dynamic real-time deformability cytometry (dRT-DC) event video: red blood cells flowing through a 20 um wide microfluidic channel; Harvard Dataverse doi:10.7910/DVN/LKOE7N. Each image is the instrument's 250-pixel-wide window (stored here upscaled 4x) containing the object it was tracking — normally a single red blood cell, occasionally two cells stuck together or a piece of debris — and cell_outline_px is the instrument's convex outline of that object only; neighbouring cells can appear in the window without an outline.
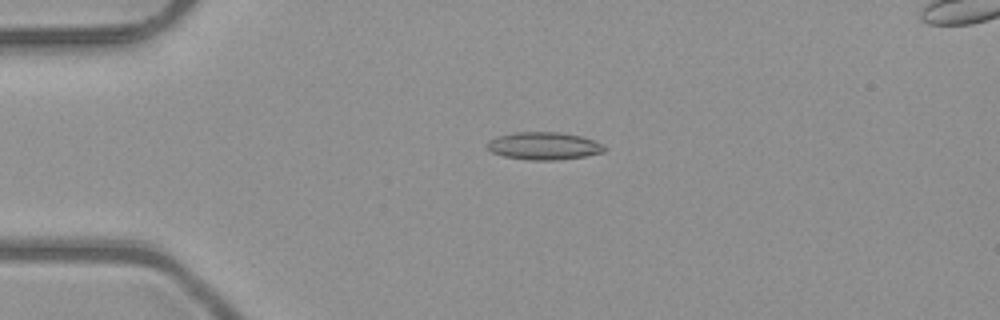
{"species": "common noctule bat (a hibernating species)", "species_latin": "Nyctalus noctula", "temperature_condition": "room temperature", "stored_images_in_passage": 40, "camera_frame_rate_fps": 3000, "um_per_image_px": 0.085, "animal": {"sex": "male", "body_mass_g": 23.1, "forearm_length_mm": 52.7}, "frame": {"image": 1, "passage_image": 1, "time_ms": 0.0, "image_size_px": [1000, 320], "cell_outline_px": [[608, 148], [604, 152], [584, 156], [556, 160], [528, 160], [504, 156], [492, 152], [484, 144], [488, 140], [496, 136], [516, 132], [556, 132], [580, 136], [592, 140]], "centroid_in_image_um": [46.18, 12.4], "position_along_channel_um": 38.8, "area_um2": 18.79}}
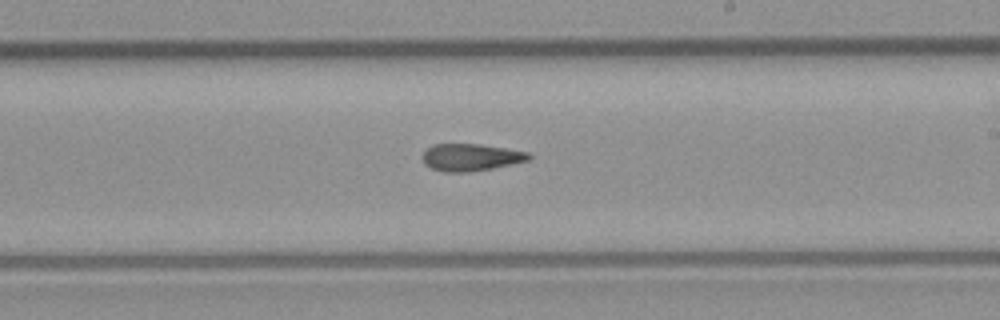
{"frame": {"image": 2, "passage_image": 19, "time_ms": 6.0, "image_size_px": [1000, 320], "cell_outline_px": [[532, 156], [528, 160], [492, 168], [468, 172], [444, 172], [432, 168], [424, 164], [420, 156], [432, 144], [480, 144], [528, 152]], "centroid_in_image_um": [39.96, 13.37], "position_along_channel_um": 249.0, "area_um2": 16.76}}
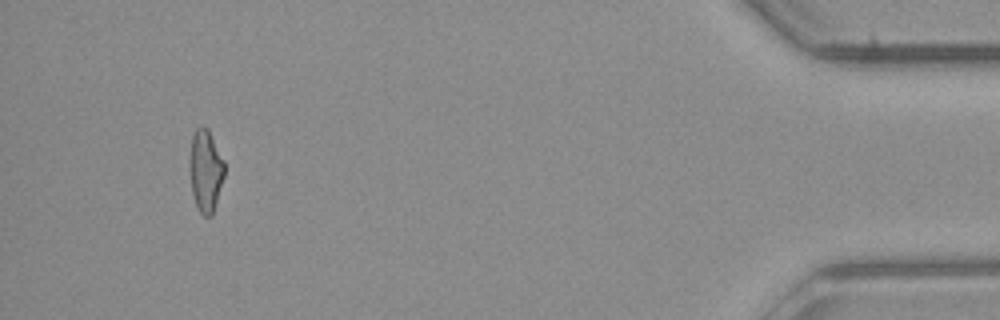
{"frame": {"image": 3, "passage_image": 37, "time_ms": 12.0, "image_size_px": [1000, 320], "cell_outline_px": [[224, 176], [212, 216], [204, 216], [200, 212], [196, 204], [192, 192], [188, 160], [192, 136], [196, 128], [200, 124], [208, 128], [224, 160]], "centroid_in_image_um": [17.46, 14.46], "position_along_channel_um": 417.7, "area_um2": 16.82}, "authors_computed_cell_mechanics": {"area_um2": 17.1377, "velocity_mm_per_s": 4.0557, "shape_relaxation_time_tau1_ms": null, "shape_relaxation_time_tau2_ms": 4.1271, "deformation_change_tau1": null, "deformation_change_tau2": 0.1478}}